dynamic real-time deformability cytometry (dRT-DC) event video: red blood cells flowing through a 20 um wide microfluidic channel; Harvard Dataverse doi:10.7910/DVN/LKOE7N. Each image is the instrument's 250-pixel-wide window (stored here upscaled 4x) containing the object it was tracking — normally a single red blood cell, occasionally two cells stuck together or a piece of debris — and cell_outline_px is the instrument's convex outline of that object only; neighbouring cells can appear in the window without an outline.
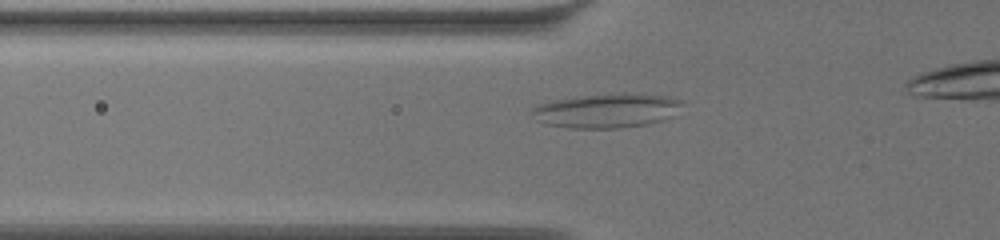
{"species": "common noctule bat (a hibernating species)", "species_latin": "Nyctalus noctula", "temperature_condition": "warm", "stored_images_in_passage": 48, "camera_frame_rate_fps": 3000, "um_per_image_px": 0.085, "animal": {"sex": "female", "body_mass_g": 19.5, "forearm_length_mm": 54.1}, "frame": {"image": 1, "passage_image": 16, "time_ms": 5.0, "image_size_px": [1000, 240], "cell_outline_px": [[680, 104], [660, 120], [644, 124], [620, 128], [568, 128], [548, 124], [532, 112], [532, 108], [540, 104], [552, 100], [580, 96], [624, 92], [664, 96], [680, 100]], "centroid_in_image_um": [51.49, 9.38], "position_along_channel_um": 74.3, "area_um2": 28.9}}
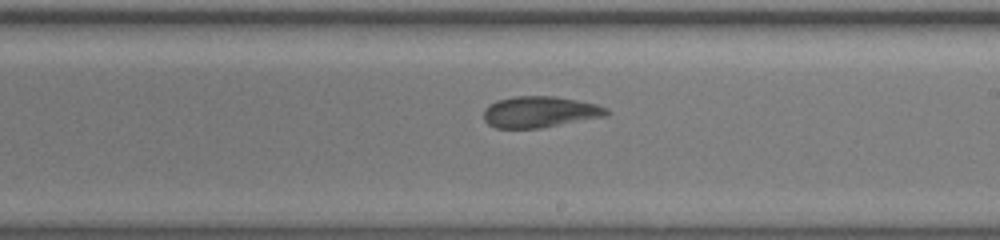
{"frame": {"image": 2, "passage_image": 31, "time_ms": 10.0, "image_size_px": [1000, 240], "cell_outline_px": [[608, 112], [604, 116], [540, 128], [496, 128], [488, 124], [484, 120], [484, 108], [488, 104], [496, 100], [512, 96], [556, 96], [596, 104], [608, 108]], "centroid_in_image_um": [45.82, 9.5], "position_along_channel_um": 243.2, "area_um2": 22.31}}
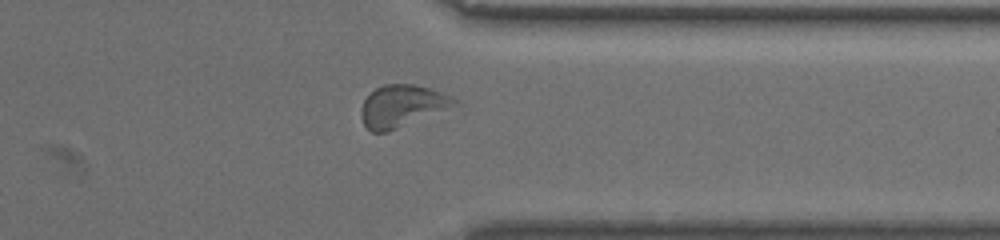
{"frame": {"image": 3, "passage_image": 43, "time_ms": 14.0, "image_size_px": [1000, 240], "cell_outline_px": [[464, 112], [388, 132], [372, 132], [364, 124], [360, 116], [360, 112], [364, 100], [376, 88], [384, 84], [412, 84], [432, 88], [452, 96], [460, 104]], "centroid_in_image_um": [34.48, 9.09], "position_along_channel_um": 376.9, "area_um2": 25.32}}